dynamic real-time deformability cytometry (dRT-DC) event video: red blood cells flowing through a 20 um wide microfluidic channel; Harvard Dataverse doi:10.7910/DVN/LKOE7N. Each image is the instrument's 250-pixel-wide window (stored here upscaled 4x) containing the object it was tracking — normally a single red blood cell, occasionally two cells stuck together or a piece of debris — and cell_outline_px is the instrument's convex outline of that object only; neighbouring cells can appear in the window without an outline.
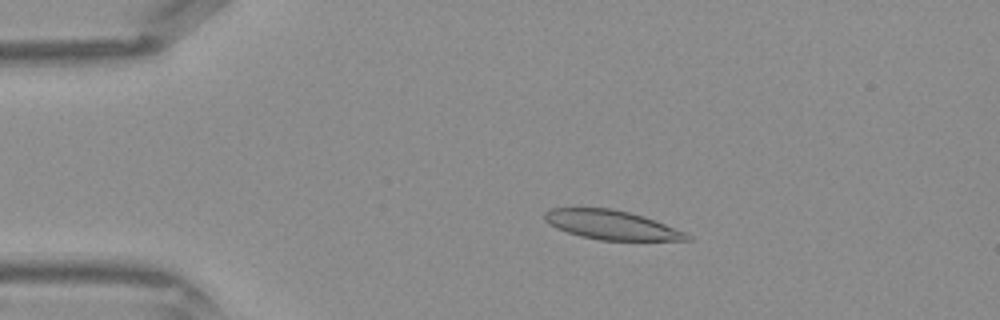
{"species": "Egyptian fruit bat (a non-hibernating species)", "species_latin": "Rousettus aegyptiacus", "temperature_condition": "warm", "stored_images_in_passage": 42, "camera_frame_rate_fps": 3000, "um_per_image_px": 0.085, "frame": {"image": 1, "passage_image": 8, "time_ms": 2.333, "image_size_px": [1000, 320], "cell_outline_px": [[692, 240], [600, 240], [580, 236], [556, 228], [548, 224], [544, 220], [544, 212], [552, 208], [608, 208], [628, 212], [644, 216], [656, 220], [684, 232], [692, 236]], "centroid_in_image_um": [51.96, 19.12], "position_along_channel_um": 33.0, "area_um2": 24.1}}
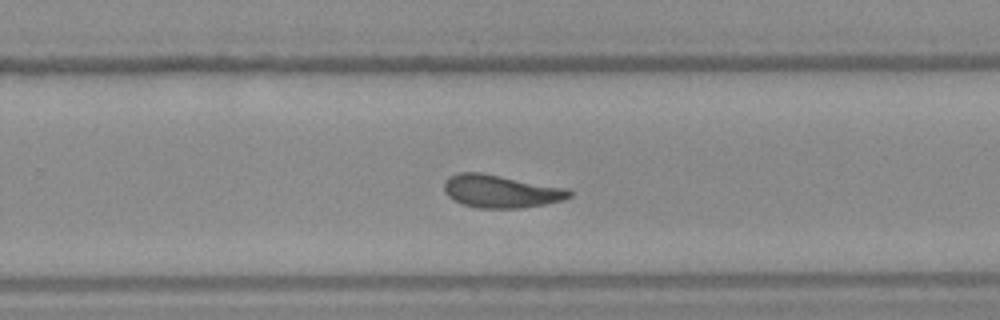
{"frame": {"image": 2, "passage_image": 27, "time_ms": 8.667, "image_size_px": [1000, 320], "cell_outline_px": [[572, 196], [564, 200], [544, 204], [520, 208], [476, 208], [460, 204], [448, 196], [444, 192], [444, 180], [448, 176], [456, 172], [484, 172], [568, 188], [572, 192]], "centroid_in_image_um": [42.55, 16.24], "position_along_channel_um": 287.3, "area_um2": 24.51}}
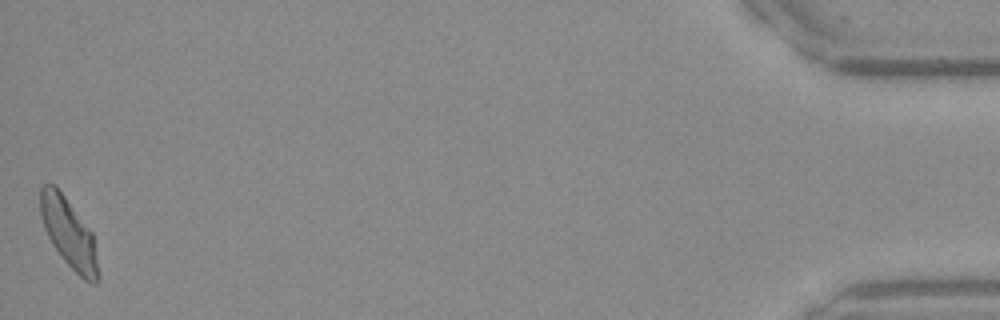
{"frame": {"image": 3, "passage_image": 42, "time_ms": 13.667, "image_size_px": [1000, 320], "cell_outline_px": [[100, 280], [96, 284], [92, 284], [84, 280], [64, 260], [52, 244], [44, 228], [40, 216], [40, 188], [44, 184], [56, 184], [92, 232], [100, 276]], "centroid_in_image_um": [5.85, 19.81], "position_along_channel_um": 429.4, "area_um2": 23.47}}